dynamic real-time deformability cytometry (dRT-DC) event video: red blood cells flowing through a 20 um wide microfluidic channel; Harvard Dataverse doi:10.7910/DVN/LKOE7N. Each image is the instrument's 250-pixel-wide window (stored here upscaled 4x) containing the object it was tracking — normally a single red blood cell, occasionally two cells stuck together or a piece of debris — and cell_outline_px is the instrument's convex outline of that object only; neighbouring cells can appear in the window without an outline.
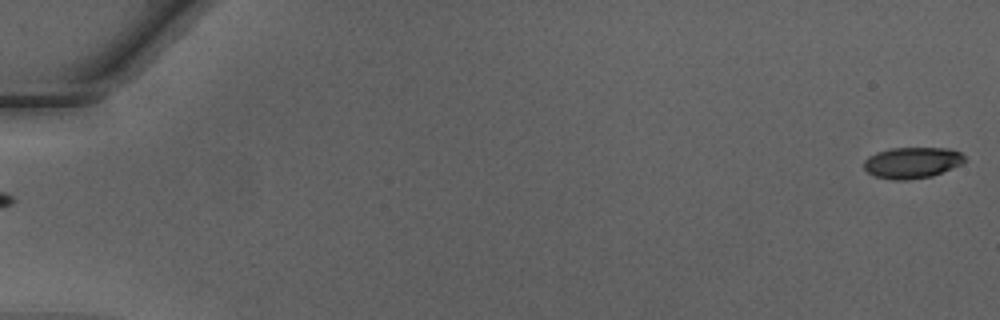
{"species": "Egyptian fruit bat (a non-hibernating species)", "species_latin": "Rousettus aegyptiacus", "temperature_condition": "warm", "stored_images_in_passage": 7, "camera_frame_rate_fps": 3000, "um_per_image_px": 0.085, "animal": {"sex": "male"}, "frame": {"image": 1, "passage_image": 1, "time_ms": 0.0, "image_size_px": [1000, 320], "cell_outline_px": [[964, 160], [960, 164], [952, 168], [932, 176], [908, 180], [892, 180], [876, 176], [868, 172], [864, 168], [864, 160], [868, 156], [876, 152], [892, 148], [948, 148], [960, 152], [964, 156]], "centroid_in_image_um": [77.5, 13.82], "position_along_channel_um": 7.5, "area_um2": 18.21}}